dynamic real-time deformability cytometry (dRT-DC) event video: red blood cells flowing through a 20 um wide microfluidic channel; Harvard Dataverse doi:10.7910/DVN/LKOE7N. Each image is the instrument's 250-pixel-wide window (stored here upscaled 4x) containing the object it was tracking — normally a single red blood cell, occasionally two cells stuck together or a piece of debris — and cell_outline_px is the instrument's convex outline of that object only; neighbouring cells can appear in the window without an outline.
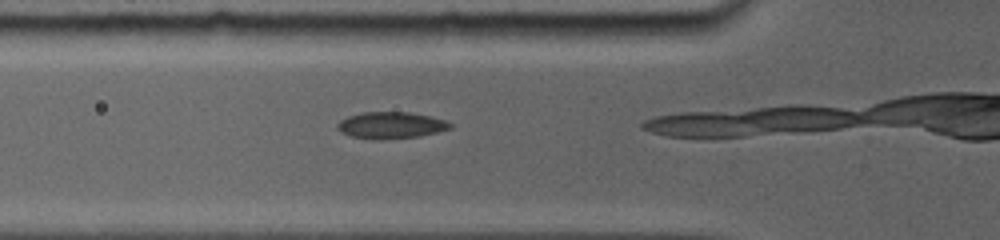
{"species": "common noctule bat (a hibernating species)", "species_latin": "Nyctalus noctula", "temperature_condition": "room temperature", "stored_images_in_passage": 2, "camera_frame_rate_fps": 5000, "um_per_image_px": 0.085, "animal": {"sex": "female", "body_mass_g": 19.0, "forearm_length_mm": 56.7}, "frame": {"image": 1, "passage_image": 2, "time_ms": 0.8, "image_size_px": [1000, 240], "cell_outline_px": [[452, 128], [420, 136], [380, 140], [376, 140], [352, 136], [340, 132], [336, 128], [336, 124], [340, 120], [348, 116], [360, 112], [408, 112], [428, 116], [444, 120], [452, 124]], "centroid_in_image_um": [33.18, 10.65], "position_along_channel_um": 92.6, "area_um2": 17.51}}